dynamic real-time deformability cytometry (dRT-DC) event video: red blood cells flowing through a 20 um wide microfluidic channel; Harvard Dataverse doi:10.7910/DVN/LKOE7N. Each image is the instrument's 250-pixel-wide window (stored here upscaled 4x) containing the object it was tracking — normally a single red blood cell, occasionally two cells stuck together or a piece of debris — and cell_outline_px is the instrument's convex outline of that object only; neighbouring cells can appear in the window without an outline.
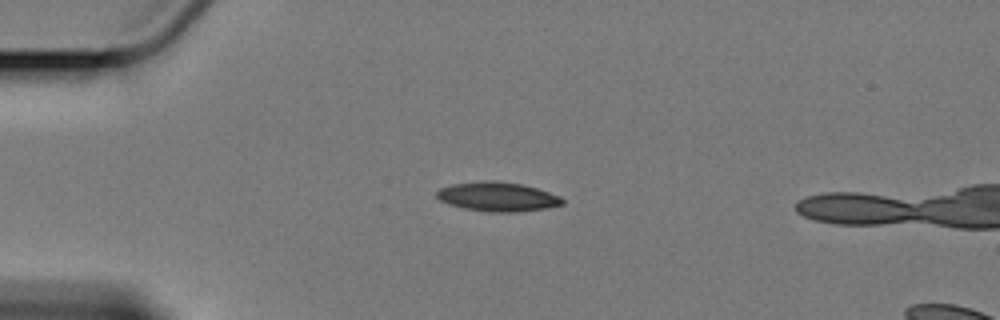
{"species": "Egyptian fruit bat (a non-hibernating species)", "species_latin": "Rousettus aegyptiacus", "temperature_condition": "cold", "stored_images_in_passage": 2, "camera_frame_rate_fps": 3000, "um_per_image_px": 0.085, "animal": {"sex": "female"}, "frame": {"image": 1, "passage_image": 1, "time_ms": 0.0, "image_size_px": [1000, 320], "cell_outline_px": [[564, 204], [548, 208], [520, 212], [488, 212], [464, 208], [448, 204], [440, 200], [436, 196], [436, 192], [440, 188], [452, 184], [484, 180], [492, 180], [520, 184], [536, 188], [560, 196], [564, 200]], "centroid_in_image_um": [42.29, 16.73], "position_along_channel_um": 42.7, "area_um2": 21.5}}